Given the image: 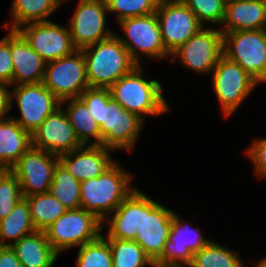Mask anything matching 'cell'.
Segmentation results:
<instances>
[{
	"label": "cell",
	"mask_w": 266,
	"mask_h": 267,
	"mask_svg": "<svg viewBox=\"0 0 266 267\" xmlns=\"http://www.w3.org/2000/svg\"><path fill=\"white\" fill-rule=\"evenodd\" d=\"M160 0H105L108 13H116L117 22L129 17L145 16L157 11Z\"/></svg>",
	"instance_id": "obj_33"
},
{
	"label": "cell",
	"mask_w": 266,
	"mask_h": 267,
	"mask_svg": "<svg viewBox=\"0 0 266 267\" xmlns=\"http://www.w3.org/2000/svg\"><path fill=\"white\" fill-rule=\"evenodd\" d=\"M255 267H266V257L263 258L260 262H258Z\"/></svg>",
	"instance_id": "obj_42"
},
{
	"label": "cell",
	"mask_w": 266,
	"mask_h": 267,
	"mask_svg": "<svg viewBox=\"0 0 266 267\" xmlns=\"http://www.w3.org/2000/svg\"><path fill=\"white\" fill-rule=\"evenodd\" d=\"M13 85L43 82L46 62L17 31L11 30Z\"/></svg>",
	"instance_id": "obj_20"
},
{
	"label": "cell",
	"mask_w": 266,
	"mask_h": 267,
	"mask_svg": "<svg viewBox=\"0 0 266 267\" xmlns=\"http://www.w3.org/2000/svg\"><path fill=\"white\" fill-rule=\"evenodd\" d=\"M221 32L266 28V0H234L226 3Z\"/></svg>",
	"instance_id": "obj_21"
},
{
	"label": "cell",
	"mask_w": 266,
	"mask_h": 267,
	"mask_svg": "<svg viewBox=\"0 0 266 267\" xmlns=\"http://www.w3.org/2000/svg\"><path fill=\"white\" fill-rule=\"evenodd\" d=\"M77 267H113L109 242L102 234L98 239L79 247Z\"/></svg>",
	"instance_id": "obj_32"
},
{
	"label": "cell",
	"mask_w": 266,
	"mask_h": 267,
	"mask_svg": "<svg viewBox=\"0 0 266 267\" xmlns=\"http://www.w3.org/2000/svg\"><path fill=\"white\" fill-rule=\"evenodd\" d=\"M17 31L46 63L71 55L77 50L67 24L64 27L53 21L33 22L21 26Z\"/></svg>",
	"instance_id": "obj_16"
},
{
	"label": "cell",
	"mask_w": 266,
	"mask_h": 267,
	"mask_svg": "<svg viewBox=\"0 0 266 267\" xmlns=\"http://www.w3.org/2000/svg\"><path fill=\"white\" fill-rule=\"evenodd\" d=\"M171 56L172 62L178 58L182 65L196 73H212L216 63L223 56V33L220 29L204 26Z\"/></svg>",
	"instance_id": "obj_13"
},
{
	"label": "cell",
	"mask_w": 266,
	"mask_h": 267,
	"mask_svg": "<svg viewBox=\"0 0 266 267\" xmlns=\"http://www.w3.org/2000/svg\"><path fill=\"white\" fill-rule=\"evenodd\" d=\"M132 179L115 161L98 178L80 182L81 208L103 222L135 189Z\"/></svg>",
	"instance_id": "obj_1"
},
{
	"label": "cell",
	"mask_w": 266,
	"mask_h": 267,
	"mask_svg": "<svg viewBox=\"0 0 266 267\" xmlns=\"http://www.w3.org/2000/svg\"><path fill=\"white\" fill-rule=\"evenodd\" d=\"M43 84L60 101L79 98L89 88L82 50L46 63Z\"/></svg>",
	"instance_id": "obj_9"
},
{
	"label": "cell",
	"mask_w": 266,
	"mask_h": 267,
	"mask_svg": "<svg viewBox=\"0 0 266 267\" xmlns=\"http://www.w3.org/2000/svg\"><path fill=\"white\" fill-rule=\"evenodd\" d=\"M209 241L197 228L180 220L179 214L174 211L169 239L164 245L161 257L154 263L155 267H188L193 254Z\"/></svg>",
	"instance_id": "obj_17"
},
{
	"label": "cell",
	"mask_w": 266,
	"mask_h": 267,
	"mask_svg": "<svg viewBox=\"0 0 266 267\" xmlns=\"http://www.w3.org/2000/svg\"><path fill=\"white\" fill-rule=\"evenodd\" d=\"M223 55L240 65L258 83H266V30L223 34Z\"/></svg>",
	"instance_id": "obj_5"
},
{
	"label": "cell",
	"mask_w": 266,
	"mask_h": 267,
	"mask_svg": "<svg viewBox=\"0 0 266 267\" xmlns=\"http://www.w3.org/2000/svg\"><path fill=\"white\" fill-rule=\"evenodd\" d=\"M22 198L19 180L10 172L0 182V220L9 214Z\"/></svg>",
	"instance_id": "obj_35"
},
{
	"label": "cell",
	"mask_w": 266,
	"mask_h": 267,
	"mask_svg": "<svg viewBox=\"0 0 266 267\" xmlns=\"http://www.w3.org/2000/svg\"><path fill=\"white\" fill-rule=\"evenodd\" d=\"M102 120V146L113 151L124 149L130 152L142 131L144 120L125 110L112 97L103 104Z\"/></svg>",
	"instance_id": "obj_11"
},
{
	"label": "cell",
	"mask_w": 266,
	"mask_h": 267,
	"mask_svg": "<svg viewBox=\"0 0 266 267\" xmlns=\"http://www.w3.org/2000/svg\"><path fill=\"white\" fill-rule=\"evenodd\" d=\"M0 267H23L11 246L0 248Z\"/></svg>",
	"instance_id": "obj_40"
},
{
	"label": "cell",
	"mask_w": 266,
	"mask_h": 267,
	"mask_svg": "<svg viewBox=\"0 0 266 267\" xmlns=\"http://www.w3.org/2000/svg\"><path fill=\"white\" fill-rule=\"evenodd\" d=\"M25 198L29 204L32 223L36 231H45L67 211L63 203L50 192Z\"/></svg>",
	"instance_id": "obj_28"
},
{
	"label": "cell",
	"mask_w": 266,
	"mask_h": 267,
	"mask_svg": "<svg viewBox=\"0 0 266 267\" xmlns=\"http://www.w3.org/2000/svg\"><path fill=\"white\" fill-rule=\"evenodd\" d=\"M155 13L165 49L170 55L204 27L182 0H160Z\"/></svg>",
	"instance_id": "obj_12"
},
{
	"label": "cell",
	"mask_w": 266,
	"mask_h": 267,
	"mask_svg": "<svg viewBox=\"0 0 266 267\" xmlns=\"http://www.w3.org/2000/svg\"><path fill=\"white\" fill-rule=\"evenodd\" d=\"M13 61L11 55V30L0 40V82L13 86Z\"/></svg>",
	"instance_id": "obj_37"
},
{
	"label": "cell",
	"mask_w": 266,
	"mask_h": 267,
	"mask_svg": "<svg viewBox=\"0 0 266 267\" xmlns=\"http://www.w3.org/2000/svg\"><path fill=\"white\" fill-rule=\"evenodd\" d=\"M113 150L101 145H82L67 154L59 156V162L77 180L98 178L116 160H112Z\"/></svg>",
	"instance_id": "obj_19"
},
{
	"label": "cell",
	"mask_w": 266,
	"mask_h": 267,
	"mask_svg": "<svg viewBox=\"0 0 266 267\" xmlns=\"http://www.w3.org/2000/svg\"><path fill=\"white\" fill-rule=\"evenodd\" d=\"M109 242L113 267H155L143 248L135 240L105 238Z\"/></svg>",
	"instance_id": "obj_31"
},
{
	"label": "cell",
	"mask_w": 266,
	"mask_h": 267,
	"mask_svg": "<svg viewBox=\"0 0 266 267\" xmlns=\"http://www.w3.org/2000/svg\"><path fill=\"white\" fill-rule=\"evenodd\" d=\"M211 74L213 90L225 118L233 115L255 86L259 85L240 65L224 55Z\"/></svg>",
	"instance_id": "obj_7"
},
{
	"label": "cell",
	"mask_w": 266,
	"mask_h": 267,
	"mask_svg": "<svg viewBox=\"0 0 266 267\" xmlns=\"http://www.w3.org/2000/svg\"><path fill=\"white\" fill-rule=\"evenodd\" d=\"M230 1H234V0H225L226 3L230 2Z\"/></svg>",
	"instance_id": "obj_43"
},
{
	"label": "cell",
	"mask_w": 266,
	"mask_h": 267,
	"mask_svg": "<svg viewBox=\"0 0 266 267\" xmlns=\"http://www.w3.org/2000/svg\"><path fill=\"white\" fill-rule=\"evenodd\" d=\"M32 223L29 204L23 197L12 211L2 220H0V245L10 246L22 237L35 232ZM8 239L12 242H8ZM7 241V242H6Z\"/></svg>",
	"instance_id": "obj_27"
},
{
	"label": "cell",
	"mask_w": 266,
	"mask_h": 267,
	"mask_svg": "<svg viewBox=\"0 0 266 267\" xmlns=\"http://www.w3.org/2000/svg\"><path fill=\"white\" fill-rule=\"evenodd\" d=\"M12 87L11 108L15 101L21 114L18 119L14 116L12 118L30 134L60 107L61 101L44 86L43 82Z\"/></svg>",
	"instance_id": "obj_10"
},
{
	"label": "cell",
	"mask_w": 266,
	"mask_h": 267,
	"mask_svg": "<svg viewBox=\"0 0 266 267\" xmlns=\"http://www.w3.org/2000/svg\"><path fill=\"white\" fill-rule=\"evenodd\" d=\"M10 172H11V169L6 164L0 162V182Z\"/></svg>",
	"instance_id": "obj_41"
},
{
	"label": "cell",
	"mask_w": 266,
	"mask_h": 267,
	"mask_svg": "<svg viewBox=\"0 0 266 267\" xmlns=\"http://www.w3.org/2000/svg\"><path fill=\"white\" fill-rule=\"evenodd\" d=\"M9 86L11 85L8 83L0 82V119L9 117L7 115L11 109V87Z\"/></svg>",
	"instance_id": "obj_39"
},
{
	"label": "cell",
	"mask_w": 266,
	"mask_h": 267,
	"mask_svg": "<svg viewBox=\"0 0 266 267\" xmlns=\"http://www.w3.org/2000/svg\"><path fill=\"white\" fill-rule=\"evenodd\" d=\"M118 23L126 37L117 36L137 65H142L141 56L150 60L171 56L165 49L156 13L125 18Z\"/></svg>",
	"instance_id": "obj_6"
},
{
	"label": "cell",
	"mask_w": 266,
	"mask_h": 267,
	"mask_svg": "<svg viewBox=\"0 0 266 267\" xmlns=\"http://www.w3.org/2000/svg\"><path fill=\"white\" fill-rule=\"evenodd\" d=\"M31 144L58 157L82 146L62 105L33 131Z\"/></svg>",
	"instance_id": "obj_18"
},
{
	"label": "cell",
	"mask_w": 266,
	"mask_h": 267,
	"mask_svg": "<svg viewBox=\"0 0 266 267\" xmlns=\"http://www.w3.org/2000/svg\"><path fill=\"white\" fill-rule=\"evenodd\" d=\"M174 211L141 192V221L135 241L155 263L169 239Z\"/></svg>",
	"instance_id": "obj_8"
},
{
	"label": "cell",
	"mask_w": 266,
	"mask_h": 267,
	"mask_svg": "<svg viewBox=\"0 0 266 267\" xmlns=\"http://www.w3.org/2000/svg\"><path fill=\"white\" fill-rule=\"evenodd\" d=\"M31 146V134L10 115L0 119V162L11 169Z\"/></svg>",
	"instance_id": "obj_24"
},
{
	"label": "cell",
	"mask_w": 266,
	"mask_h": 267,
	"mask_svg": "<svg viewBox=\"0 0 266 267\" xmlns=\"http://www.w3.org/2000/svg\"><path fill=\"white\" fill-rule=\"evenodd\" d=\"M78 1L67 26H69L74 47L81 50L111 37L115 32L106 25L108 10L105 0Z\"/></svg>",
	"instance_id": "obj_14"
},
{
	"label": "cell",
	"mask_w": 266,
	"mask_h": 267,
	"mask_svg": "<svg viewBox=\"0 0 266 267\" xmlns=\"http://www.w3.org/2000/svg\"><path fill=\"white\" fill-rule=\"evenodd\" d=\"M10 246L23 267H53L59 257L47 240L45 231H35Z\"/></svg>",
	"instance_id": "obj_23"
},
{
	"label": "cell",
	"mask_w": 266,
	"mask_h": 267,
	"mask_svg": "<svg viewBox=\"0 0 266 267\" xmlns=\"http://www.w3.org/2000/svg\"><path fill=\"white\" fill-rule=\"evenodd\" d=\"M87 106L95 122L101 126L103 104H107L111 98L109 88H87L79 97Z\"/></svg>",
	"instance_id": "obj_36"
},
{
	"label": "cell",
	"mask_w": 266,
	"mask_h": 267,
	"mask_svg": "<svg viewBox=\"0 0 266 267\" xmlns=\"http://www.w3.org/2000/svg\"><path fill=\"white\" fill-rule=\"evenodd\" d=\"M111 215L102 222L110 225L104 238L135 240L141 221V191L135 188Z\"/></svg>",
	"instance_id": "obj_22"
},
{
	"label": "cell",
	"mask_w": 266,
	"mask_h": 267,
	"mask_svg": "<svg viewBox=\"0 0 266 267\" xmlns=\"http://www.w3.org/2000/svg\"><path fill=\"white\" fill-rule=\"evenodd\" d=\"M58 162V156L31 146L11 168V172L19 180L22 196L49 192Z\"/></svg>",
	"instance_id": "obj_15"
},
{
	"label": "cell",
	"mask_w": 266,
	"mask_h": 267,
	"mask_svg": "<svg viewBox=\"0 0 266 267\" xmlns=\"http://www.w3.org/2000/svg\"><path fill=\"white\" fill-rule=\"evenodd\" d=\"M187 7L197 16L199 22L222 24L225 16V0H182Z\"/></svg>",
	"instance_id": "obj_34"
},
{
	"label": "cell",
	"mask_w": 266,
	"mask_h": 267,
	"mask_svg": "<svg viewBox=\"0 0 266 267\" xmlns=\"http://www.w3.org/2000/svg\"><path fill=\"white\" fill-rule=\"evenodd\" d=\"M246 154L254 165L257 176L266 179V138L255 139Z\"/></svg>",
	"instance_id": "obj_38"
},
{
	"label": "cell",
	"mask_w": 266,
	"mask_h": 267,
	"mask_svg": "<svg viewBox=\"0 0 266 267\" xmlns=\"http://www.w3.org/2000/svg\"><path fill=\"white\" fill-rule=\"evenodd\" d=\"M102 226L95 214L79 208L67 210L45 230V234L52 248L60 254L95 241L102 235Z\"/></svg>",
	"instance_id": "obj_4"
},
{
	"label": "cell",
	"mask_w": 266,
	"mask_h": 267,
	"mask_svg": "<svg viewBox=\"0 0 266 267\" xmlns=\"http://www.w3.org/2000/svg\"><path fill=\"white\" fill-rule=\"evenodd\" d=\"M49 192L62 202L67 210L81 208L80 181L60 162L54 168Z\"/></svg>",
	"instance_id": "obj_29"
},
{
	"label": "cell",
	"mask_w": 266,
	"mask_h": 267,
	"mask_svg": "<svg viewBox=\"0 0 266 267\" xmlns=\"http://www.w3.org/2000/svg\"><path fill=\"white\" fill-rule=\"evenodd\" d=\"M65 102H68V105L64 111L80 143L102 146L100 126L95 122L86 104L80 98H71L61 101L60 105L63 106Z\"/></svg>",
	"instance_id": "obj_25"
},
{
	"label": "cell",
	"mask_w": 266,
	"mask_h": 267,
	"mask_svg": "<svg viewBox=\"0 0 266 267\" xmlns=\"http://www.w3.org/2000/svg\"><path fill=\"white\" fill-rule=\"evenodd\" d=\"M141 65L118 79L110 88L111 97L125 110L137 114L157 116L170 111L163 93V86L157 80H146Z\"/></svg>",
	"instance_id": "obj_2"
},
{
	"label": "cell",
	"mask_w": 266,
	"mask_h": 267,
	"mask_svg": "<svg viewBox=\"0 0 266 267\" xmlns=\"http://www.w3.org/2000/svg\"><path fill=\"white\" fill-rule=\"evenodd\" d=\"M81 50L89 87L110 88L137 66L116 33Z\"/></svg>",
	"instance_id": "obj_3"
},
{
	"label": "cell",
	"mask_w": 266,
	"mask_h": 267,
	"mask_svg": "<svg viewBox=\"0 0 266 267\" xmlns=\"http://www.w3.org/2000/svg\"><path fill=\"white\" fill-rule=\"evenodd\" d=\"M62 4V0H13L11 8L12 22L5 23L9 30L33 22H45Z\"/></svg>",
	"instance_id": "obj_26"
},
{
	"label": "cell",
	"mask_w": 266,
	"mask_h": 267,
	"mask_svg": "<svg viewBox=\"0 0 266 267\" xmlns=\"http://www.w3.org/2000/svg\"><path fill=\"white\" fill-rule=\"evenodd\" d=\"M188 267H247L241 257L227 247L214 240L210 241L198 252L193 254Z\"/></svg>",
	"instance_id": "obj_30"
}]
</instances>
